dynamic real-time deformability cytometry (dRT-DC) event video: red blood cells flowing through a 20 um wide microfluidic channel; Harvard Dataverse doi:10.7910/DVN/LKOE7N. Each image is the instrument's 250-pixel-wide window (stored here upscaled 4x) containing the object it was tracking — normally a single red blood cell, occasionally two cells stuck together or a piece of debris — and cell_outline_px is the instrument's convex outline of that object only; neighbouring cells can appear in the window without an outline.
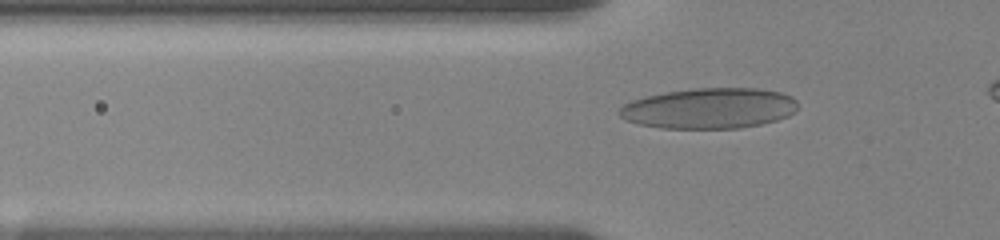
{"species": "human", "species_latin": "Homo sapiens", "temperature_condition": "room temperature", "stored_images_in_passage": 25, "camera_frame_rate_fps": 3000, "um_per_image_px": 0.085, "donor": {"sex": "female"}, "frame": {"image": 1, "passage_image": 6, "time_ms": 2.333, "image_size_px": [1000, 240], "cell_outline_px": [[796, 112], [788, 116], [776, 120], [760, 124], [740, 128], [660, 128], [640, 124], [624, 120], [616, 112], [624, 104], [632, 100], [644, 96], [664, 92], [692, 88], [756, 88], [780, 92], [792, 96], [796, 100]], "centroid_in_image_um": [60.26, 9.2], "position_along_channel_um": 65.5, "area_um2": 42.43}}
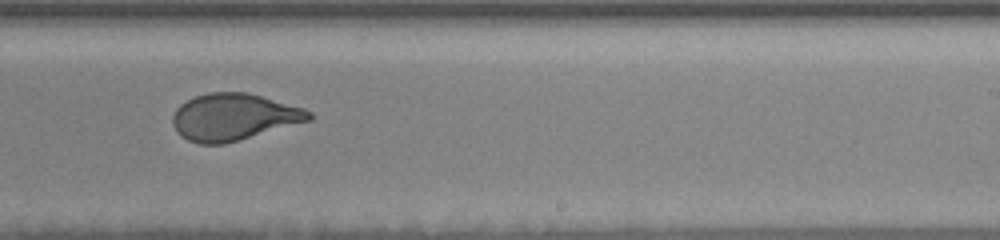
{"frame": {"image": 2, "passage_image": 16, "time_ms": 8.0, "image_size_px": [1000, 240], "cell_outline_px": [[312, 120], [224, 144], [200, 144], [188, 140], [180, 136], [176, 132], [172, 124], [172, 116], [176, 108], [180, 104], [196, 96], [208, 92], [248, 92], [304, 108], [312, 112]], "centroid_in_image_um": [19.85, 9.94], "position_along_channel_um": 269.2, "area_um2": 37.34}}
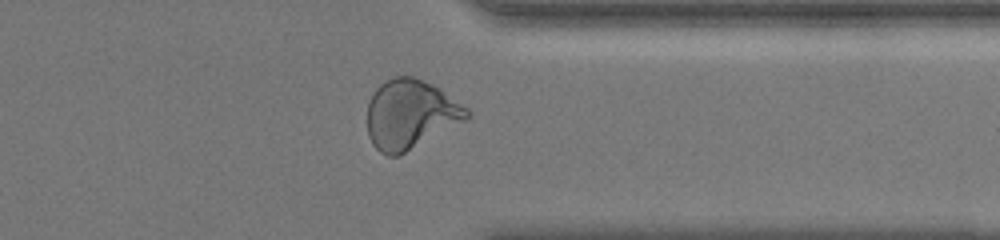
{"frame": {"image": 3, "passage_image": 22, "time_ms": 11.0, "image_size_px": [1000, 240], "cell_outline_px": [[472, 116], [468, 120], [396, 156], [388, 156], [380, 152], [372, 144], [368, 136], [368, 100], [376, 88], [380, 84], [392, 76], [412, 76], [440, 88], [468, 108], [472, 112]], "centroid_in_image_um": [34.9, 9.7], "position_along_channel_um": 376.5, "area_um2": 40.29}}